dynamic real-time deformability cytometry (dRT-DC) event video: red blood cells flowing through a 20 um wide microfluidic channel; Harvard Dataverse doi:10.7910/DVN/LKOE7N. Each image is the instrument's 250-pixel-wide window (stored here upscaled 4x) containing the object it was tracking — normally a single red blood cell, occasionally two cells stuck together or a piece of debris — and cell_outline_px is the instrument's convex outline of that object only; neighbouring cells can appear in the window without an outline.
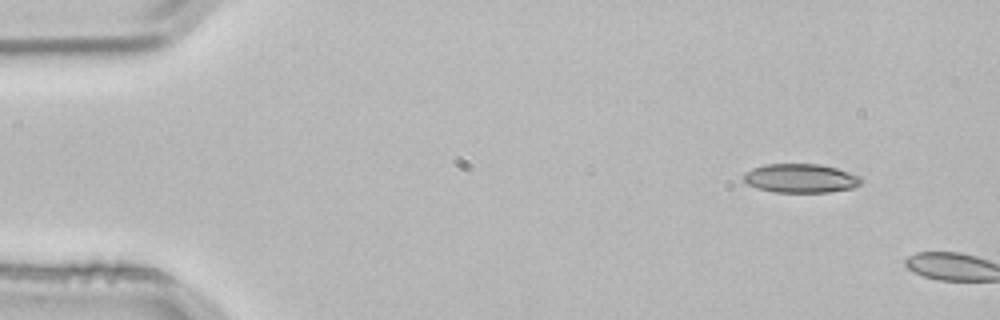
{"species": "common noctule bat (a hibernating species)", "species_latin": "Nyctalus noctula", "temperature_condition": "room temperature", "stored_images_in_passage": 3, "camera_frame_rate_fps": 3000, "um_per_image_px": 0.085, "animal": {"sex": "male", "body_mass_g": 21.5, "forearm_length_mm": 52.0}, "frame": {"image": 1, "passage_image": 1, "time_ms": 0.0, "image_size_px": [1000, 320], "cell_outline_px": [[864, 180], [860, 184], [852, 188], [828, 192], [776, 192], [756, 188], [748, 184], [744, 180], [744, 172], [752, 168], [764, 164], [820, 164], [836, 168], [860, 176]], "centroid_in_image_um": [68.05, 15.15], "position_along_channel_um": 16.9, "area_um2": 19.83}}